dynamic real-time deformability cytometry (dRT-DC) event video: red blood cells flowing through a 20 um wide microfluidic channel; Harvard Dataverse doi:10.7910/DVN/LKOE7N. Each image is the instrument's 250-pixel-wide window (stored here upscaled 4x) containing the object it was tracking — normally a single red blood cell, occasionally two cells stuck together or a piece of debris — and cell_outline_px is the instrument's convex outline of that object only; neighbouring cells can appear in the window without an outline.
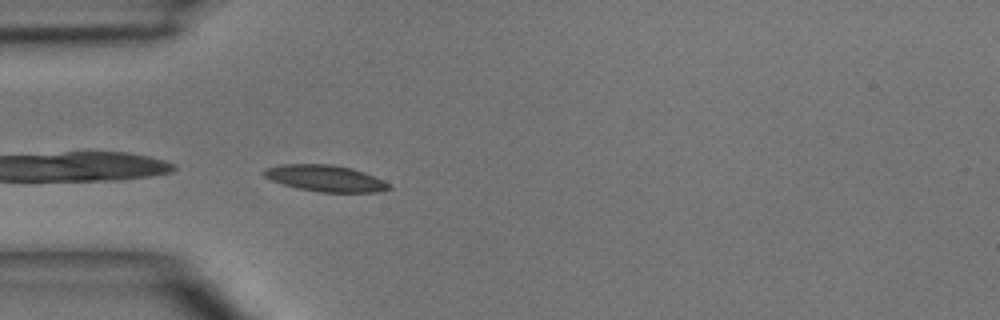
{"species": "common noctule bat (a hibernating species)", "species_latin": "Nyctalus noctula", "temperature_condition": "room temperature", "stored_images_in_passage": 5, "camera_frame_rate_fps": 3000, "um_per_image_px": 0.085, "animal": {"sex": "male", "body_mass_g": 15.6}, "frame": {"image": 1, "passage_image": 5, "time_ms": 4.333, "image_size_px": [1000, 320], "cell_outline_px": [[392, 188], [376, 192], [320, 192], [296, 188], [272, 180], [264, 176], [260, 172], [268, 168], [280, 164], [332, 164], [352, 168], [364, 172], [384, 180]], "centroid_in_image_um": [27.65, 15.15], "position_along_channel_um": 57.4, "area_um2": 19.19}}